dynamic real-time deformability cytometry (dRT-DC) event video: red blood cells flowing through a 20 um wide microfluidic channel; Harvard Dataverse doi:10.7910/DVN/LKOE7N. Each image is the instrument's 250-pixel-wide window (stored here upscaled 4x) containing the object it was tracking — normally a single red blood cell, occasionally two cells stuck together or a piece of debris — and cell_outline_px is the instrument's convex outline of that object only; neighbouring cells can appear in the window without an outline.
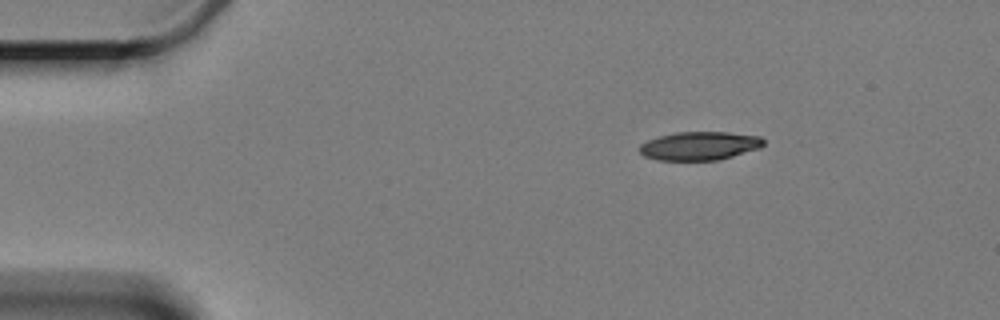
{"species": "Egyptian fruit bat (a non-hibernating species)", "species_latin": "Rousettus aegyptiacus", "temperature_condition": "cold", "stored_images_in_passage": 3, "camera_frame_rate_fps": 3000, "um_per_image_px": 0.085, "animal": {"sex": "female"}, "frame": {"image": 1, "passage_image": 1, "time_ms": 0.0, "image_size_px": [1000, 320], "cell_outline_px": [[764, 144], [760, 148], [732, 156], [716, 160], [656, 160], [644, 156], [640, 152], [640, 144], [648, 140], [660, 136], [676, 132], [728, 132], [760, 136], [764, 140]], "centroid_in_image_um": [59.46, 12.39], "position_along_channel_um": 25.5, "area_um2": 20.52}}